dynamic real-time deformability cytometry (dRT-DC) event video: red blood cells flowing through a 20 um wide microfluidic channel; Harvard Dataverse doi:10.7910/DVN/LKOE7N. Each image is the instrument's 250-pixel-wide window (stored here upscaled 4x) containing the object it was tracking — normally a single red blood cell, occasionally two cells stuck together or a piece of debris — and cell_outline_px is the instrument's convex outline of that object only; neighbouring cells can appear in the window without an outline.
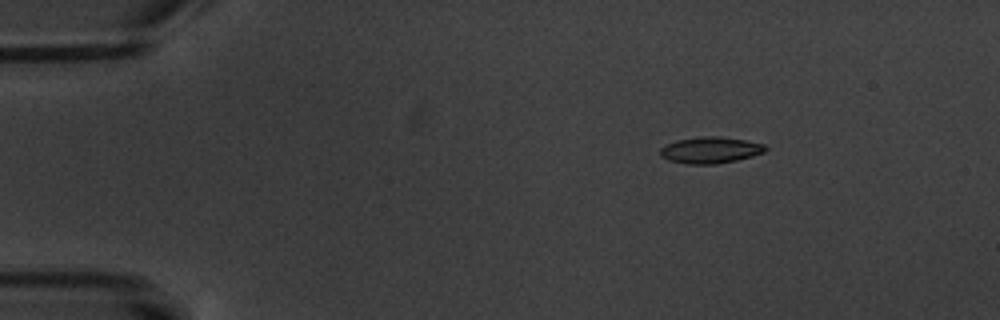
{"species": "common noctule bat (a hibernating species)", "species_latin": "Nyctalus noctula", "temperature_condition": "warm", "stored_images_in_passage": 7, "camera_frame_rate_fps": 3000, "um_per_image_px": 0.085, "animal": {"sex": "male", "body_mass_g": 20.1, "forearm_length_mm": 53.5}, "frame": {"image": 1, "passage_image": 2, "time_ms": 1.0, "image_size_px": [1000, 320], "cell_outline_px": [[768, 148], [764, 152], [752, 156], [736, 160], [716, 164], [688, 164], [668, 160], [660, 156], [660, 148], [676, 140], [700, 136], [720, 136], [744, 140], [764, 144]], "centroid_in_image_um": [60.37, 12.75], "position_along_channel_um": 24.6, "area_um2": 16.18}}
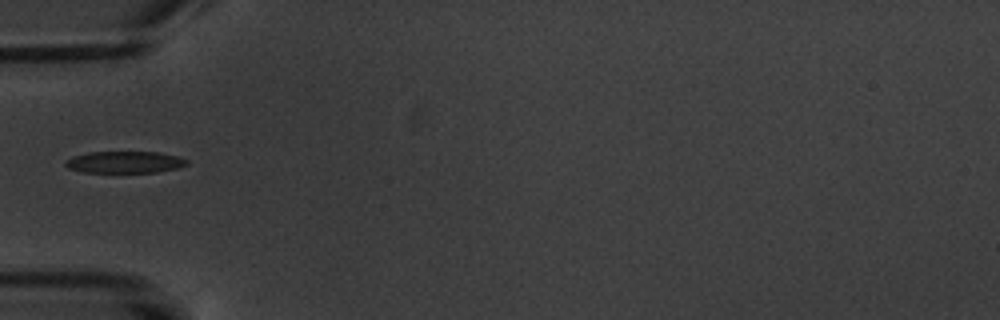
{"frame": {"image": 2, "passage_image": 5, "time_ms": 4.667, "image_size_px": [1000, 320], "cell_outline_px": [[188, 164], [176, 168], [156, 172], [84, 172], [68, 168], [64, 164], [72, 156], [88, 152], [160, 152], [176, 156], [188, 160]], "centroid_in_image_um": [10.59, 13.78], "position_along_channel_um": 74.4, "area_um2": 15.26}}